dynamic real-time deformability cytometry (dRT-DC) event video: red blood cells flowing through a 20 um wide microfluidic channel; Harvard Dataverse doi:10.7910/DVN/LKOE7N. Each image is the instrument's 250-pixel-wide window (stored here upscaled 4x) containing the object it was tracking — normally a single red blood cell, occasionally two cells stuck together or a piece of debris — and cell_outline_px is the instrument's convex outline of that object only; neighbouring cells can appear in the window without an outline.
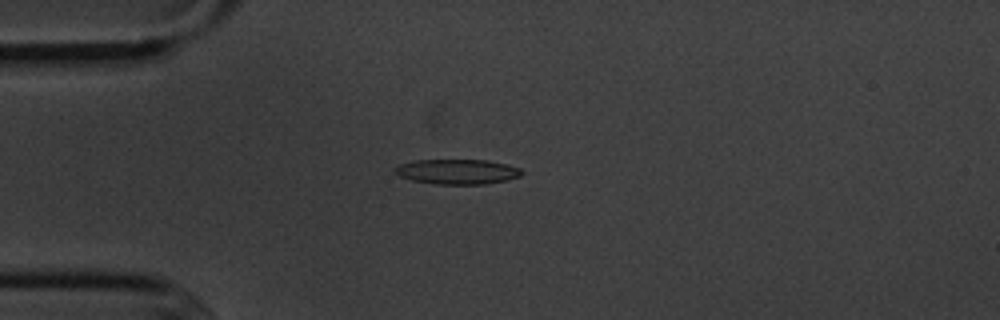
{"species": "common noctule bat (a hibernating species)", "species_latin": "Nyctalus noctula", "temperature_condition": "cold", "stored_images_in_passage": 4, "camera_frame_rate_fps": 3000, "um_per_image_px": 0.085, "animal": {"sex": "male", "body_mass_g": 20.1, "forearm_length_mm": 53.5}, "frame": {"image": 1, "passage_image": 4, "time_ms": 3.333, "image_size_px": [1000, 320], "cell_outline_px": [[524, 172], [520, 176], [504, 180], [484, 184], [436, 184], [412, 180], [400, 176], [392, 168], [400, 164], [416, 160], [488, 160], [520, 168]], "centroid_in_image_um": [38.85, 14.59], "position_along_channel_um": 46.1, "area_um2": 18.26}}